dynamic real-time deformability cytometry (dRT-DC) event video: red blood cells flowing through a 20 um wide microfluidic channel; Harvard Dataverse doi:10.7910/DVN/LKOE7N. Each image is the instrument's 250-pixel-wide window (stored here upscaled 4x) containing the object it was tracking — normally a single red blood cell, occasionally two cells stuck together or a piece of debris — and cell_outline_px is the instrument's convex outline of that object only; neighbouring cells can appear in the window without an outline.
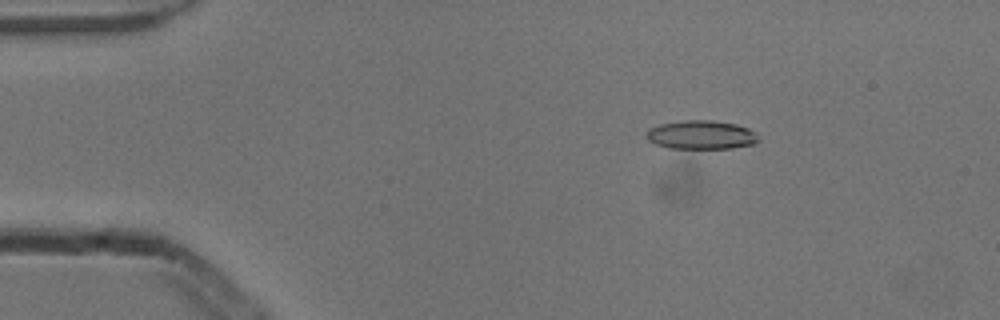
{"species": "common noctule bat (a hibernating species)", "species_latin": "Nyctalus noctula", "temperature_condition": "cold", "stored_images_in_passage": 53, "camera_frame_rate_fps": 3000, "um_per_image_px": 0.085, "animal": {"sex": "male", "body_mass_g": 13.3}, "frame": {"image": 1, "passage_image": 9, "time_ms": 2.667, "image_size_px": [1000, 320], "cell_outline_px": [[760, 140], [752, 144], [732, 148], [668, 148], [656, 144], [648, 140], [644, 136], [648, 128], [660, 124], [684, 120], [712, 120], [736, 124], [748, 128], [756, 132]], "centroid_in_image_um": [59.58, 11.46], "position_along_channel_um": 25.4, "area_um2": 18.9}}
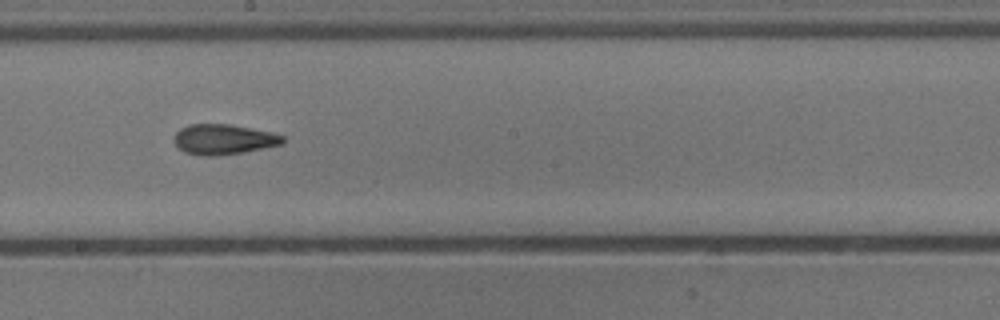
{"frame": {"image": 2, "passage_image": 30, "time_ms": 9.667, "image_size_px": [1000, 320], "cell_outline_px": [[284, 140], [280, 144], [244, 152], [216, 156], [200, 156], [184, 152], [176, 144], [172, 136], [180, 128], [188, 124], [232, 124], [272, 132], [284, 136]], "centroid_in_image_um": [18.96, 11.84], "position_along_channel_um": 229.2, "area_um2": 19.25}}
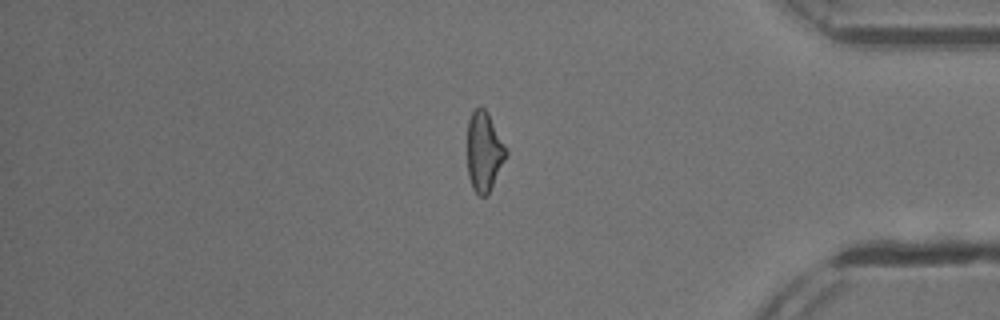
{"frame": {"image": 3, "passage_image": 45, "time_ms": 14.667, "image_size_px": [1000, 320], "cell_outline_px": [[508, 156], [488, 196], [480, 196], [472, 188], [468, 176], [468, 120], [472, 112], [480, 104], [488, 112], [508, 148]], "centroid_in_image_um": [41.18, 12.89], "position_along_channel_um": 394.0, "area_um2": 18.5}, "authors_computed_cell_mechanics": {"area_um2": 18.7272, "velocity_mm_per_s": 3.8861, "shape_relaxation_time_tau1_ms": null, "shape_relaxation_time_tau2_ms": 3.3999, "deformation_change_tau1": null, "deformation_change_tau2": 0.1287}}